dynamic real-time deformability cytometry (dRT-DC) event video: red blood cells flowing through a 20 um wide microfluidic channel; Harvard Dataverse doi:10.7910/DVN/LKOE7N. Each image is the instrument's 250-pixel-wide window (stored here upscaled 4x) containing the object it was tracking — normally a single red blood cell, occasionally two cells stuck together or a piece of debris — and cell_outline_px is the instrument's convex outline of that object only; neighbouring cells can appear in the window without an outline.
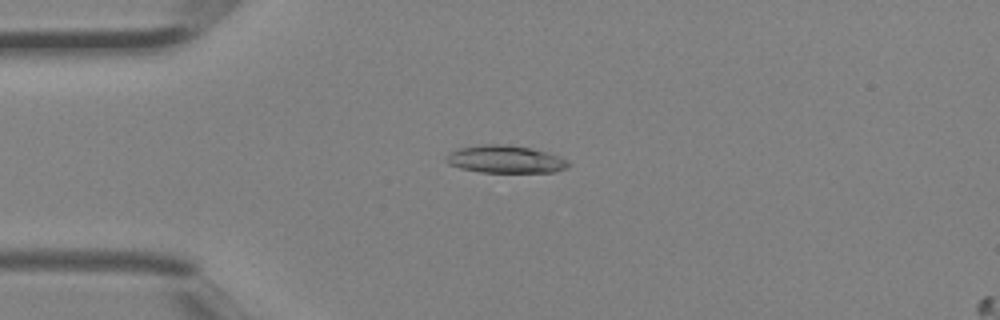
{"species": "Egyptian fruit bat (a non-hibernating species)", "species_latin": "Rousettus aegyptiacus", "temperature_condition": "room temperature", "stored_images_in_passage": 3, "camera_frame_rate_fps": 3000, "um_per_image_px": 0.085, "animal": {"sex": "female"}, "frame": {"image": 1, "passage_image": 2, "time_ms": 0.333, "image_size_px": [1000, 320], "cell_outline_px": [[572, 164], [568, 168], [556, 172], [480, 172], [460, 168], [448, 164], [444, 160], [444, 156], [448, 152], [460, 148], [484, 144], [504, 144], [528, 148], [544, 152], [568, 160]], "centroid_in_image_um": [42.92, 13.55], "position_along_channel_um": 42.1, "area_um2": 19.65}}
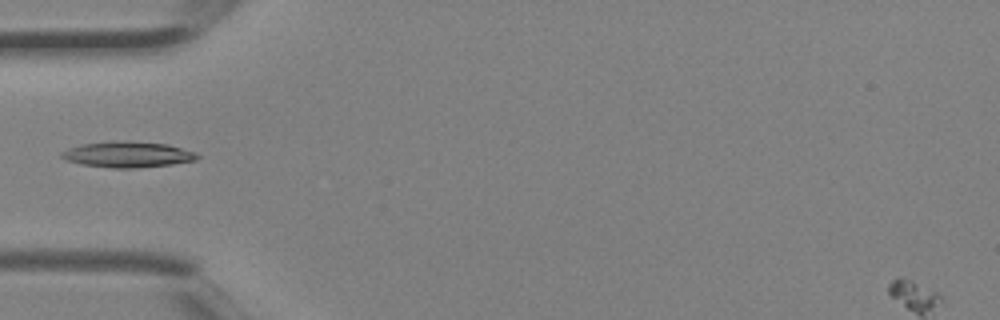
{"frame": {"image": 2, "passage_image": 3, "time_ms": 0.667, "image_size_px": [1000, 320], "cell_outline_px": [[200, 156], [196, 160], [172, 164], [136, 168], [112, 168], [80, 164], [68, 160], [60, 156], [60, 152], [68, 148], [80, 144], [112, 140], [116, 140], [168, 144], [196, 152]], "centroid_in_image_um": [10.84, 13.12], "position_along_channel_um": 74.2, "area_um2": 20.58}}